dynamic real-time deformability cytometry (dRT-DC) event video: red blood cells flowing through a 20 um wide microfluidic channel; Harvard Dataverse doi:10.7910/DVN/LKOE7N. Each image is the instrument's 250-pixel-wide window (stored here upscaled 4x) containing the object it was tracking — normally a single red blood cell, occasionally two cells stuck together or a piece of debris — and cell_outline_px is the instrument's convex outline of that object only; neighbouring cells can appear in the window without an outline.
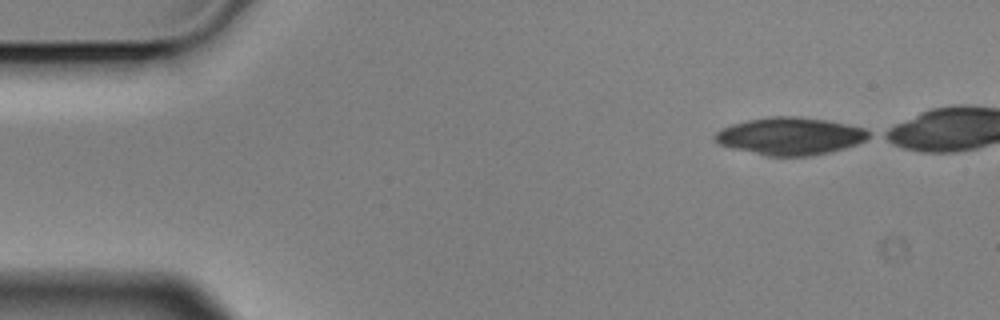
{"species": "Egyptian fruit bat (a non-hibernating species)", "species_latin": "Rousettus aegyptiacus", "temperature_condition": "cold", "stored_images_in_passage": 4, "camera_frame_rate_fps": 3000, "um_per_image_px": 0.085, "animal": {"sex": "male"}, "frame": {"image": 1, "passage_image": 1, "time_ms": 0.0, "image_size_px": [1000, 320], "cell_outline_px": [[872, 136], [856, 144], [844, 148], [828, 152], [808, 156], [768, 156], [720, 144], [716, 140], [716, 132], [732, 124], [748, 120], [772, 116], [792, 116], [824, 120], [864, 128], [872, 132]], "centroid_in_image_um": [67.21, 11.57], "position_along_channel_um": 17.8, "area_um2": 32.89}}